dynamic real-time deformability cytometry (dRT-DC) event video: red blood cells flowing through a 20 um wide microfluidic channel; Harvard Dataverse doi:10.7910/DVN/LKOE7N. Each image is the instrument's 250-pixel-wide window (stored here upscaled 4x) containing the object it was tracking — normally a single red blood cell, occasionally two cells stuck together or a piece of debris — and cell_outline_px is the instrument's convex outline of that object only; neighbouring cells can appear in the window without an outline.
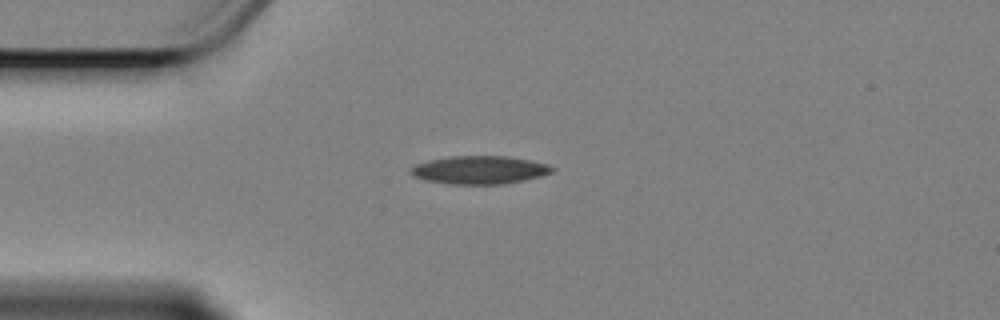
{"species": "Egyptian fruit bat (a non-hibernating species)", "species_latin": "Rousettus aegyptiacus", "temperature_condition": "cold", "stored_images_in_passage": 45, "camera_frame_rate_fps": 3000, "um_per_image_px": 0.085, "animal": {"sex": "female"}, "frame": {"image": 1, "passage_image": 1, "time_ms": 0.0, "image_size_px": [1000, 320], "cell_outline_px": [[556, 168], [552, 172], [540, 176], [524, 180], [504, 184], [448, 184], [424, 180], [412, 176], [408, 172], [408, 168], [416, 164], [428, 160], [448, 156], [508, 156], [548, 164]], "centroid_in_image_um": [40.7, 14.44], "position_along_channel_um": 44.3, "area_um2": 23.41}}
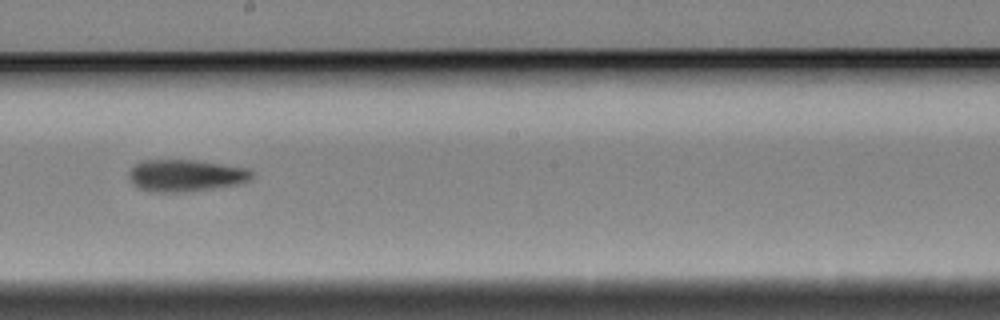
{"frame": {"image": 2, "passage_image": 19, "time_ms": 6.0, "image_size_px": [1000, 320], "cell_outline_px": [[256, 172], [248, 180], [240, 184], [192, 192], [148, 192], [136, 188], [128, 180], [128, 172], [140, 160], [196, 160], [248, 168]], "centroid_in_image_um": [15.76, 14.93], "position_along_channel_um": 232.4, "area_um2": 23.47}}
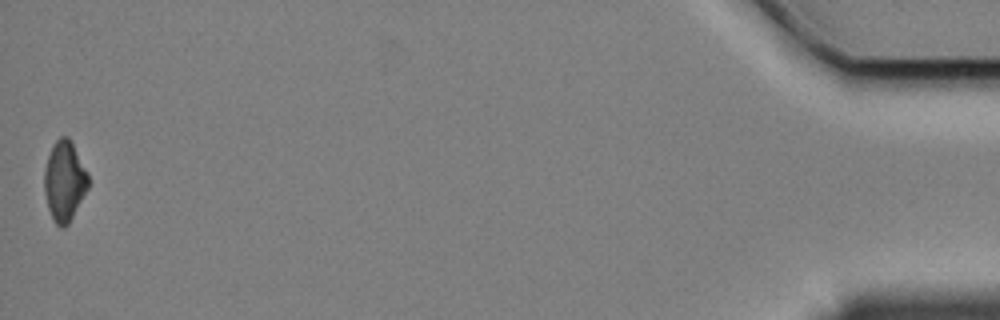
{"frame": {"image": 3, "passage_image": 45, "time_ms": 14.667, "image_size_px": [1000, 320], "cell_outline_px": [[88, 188], [68, 224], [64, 228], [60, 228], [56, 224], [48, 208], [44, 192], [44, 168], [52, 144], [60, 136], [68, 136], [88, 172]], "centroid_in_image_um": [5.46, 15.38], "position_along_channel_um": 429.7, "area_um2": 20.46}, "authors_computed_cell_mechanics": {"area_um2": 22.831, "velocity_mm_per_s": 3.3844, "shape_relaxation_time_tau1_ms": 5.4456, "shape_relaxation_time_tau2_ms": null, "deformation_change_tau1": 0.1302, "deformation_change_tau2": null}}